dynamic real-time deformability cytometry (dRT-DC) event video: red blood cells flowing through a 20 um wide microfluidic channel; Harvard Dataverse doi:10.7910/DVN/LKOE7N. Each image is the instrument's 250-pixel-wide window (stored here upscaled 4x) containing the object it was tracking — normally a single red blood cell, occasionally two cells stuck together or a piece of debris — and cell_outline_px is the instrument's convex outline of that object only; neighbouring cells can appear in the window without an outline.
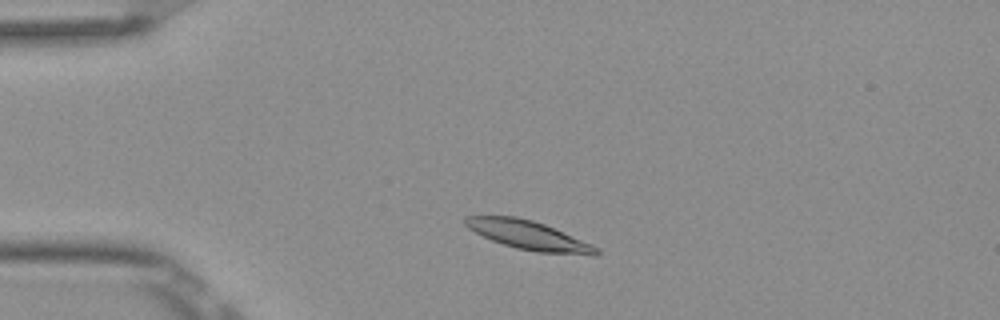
{"species": "Egyptian fruit bat (a non-hibernating species)", "species_latin": "Rousettus aegyptiacus", "temperature_condition": "room temperature", "stored_images_in_passage": 2, "camera_frame_rate_fps": 3000, "um_per_image_px": 0.085, "frame": {"image": 1, "passage_image": 1, "time_ms": 0.0, "image_size_px": [1000, 320], "cell_outline_px": [[600, 252], [596, 256], [592, 256], [540, 252], [516, 248], [492, 240], [468, 228], [464, 224], [464, 216], [516, 216], [532, 220], [544, 224], [592, 244], [600, 248]], "centroid_in_image_um": [44.98, 20.0], "position_along_channel_um": 40.0, "area_um2": 21.96}}